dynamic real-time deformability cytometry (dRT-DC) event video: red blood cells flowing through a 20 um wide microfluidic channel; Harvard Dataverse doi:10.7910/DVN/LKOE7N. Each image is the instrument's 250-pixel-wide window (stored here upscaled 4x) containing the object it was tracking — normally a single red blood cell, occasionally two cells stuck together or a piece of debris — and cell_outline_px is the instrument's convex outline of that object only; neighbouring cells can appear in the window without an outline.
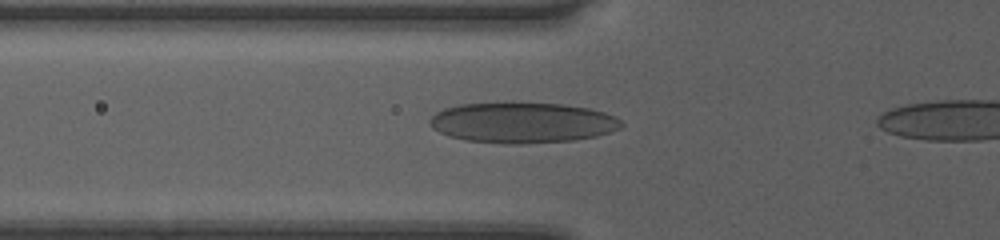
{"species": "human", "species_latin": "Homo sapiens", "temperature_condition": "room temperature", "stored_images_in_passage": 4, "camera_frame_rate_fps": 3000, "um_per_image_px": 0.085, "donor": {"sex": "female"}, "frame": {"image": 1, "passage_image": 2, "time_ms": 0.333, "image_size_px": [1000, 240], "cell_outline_px": [[624, 124], [620, 128], [596, 136], [572, 140], [520, 144], [504, 144], [464, 140], [448, 136], [432, 128], [428, 120], [436, 112], [444, 108], [460, 104], [512, 100], [564, 104], [588, 108], [604, 112], [620, 120]], "centroid_in_image_um": [44.34, 10.39], "position_along_channel_um": 81.5, "area_um2": 46.3}}